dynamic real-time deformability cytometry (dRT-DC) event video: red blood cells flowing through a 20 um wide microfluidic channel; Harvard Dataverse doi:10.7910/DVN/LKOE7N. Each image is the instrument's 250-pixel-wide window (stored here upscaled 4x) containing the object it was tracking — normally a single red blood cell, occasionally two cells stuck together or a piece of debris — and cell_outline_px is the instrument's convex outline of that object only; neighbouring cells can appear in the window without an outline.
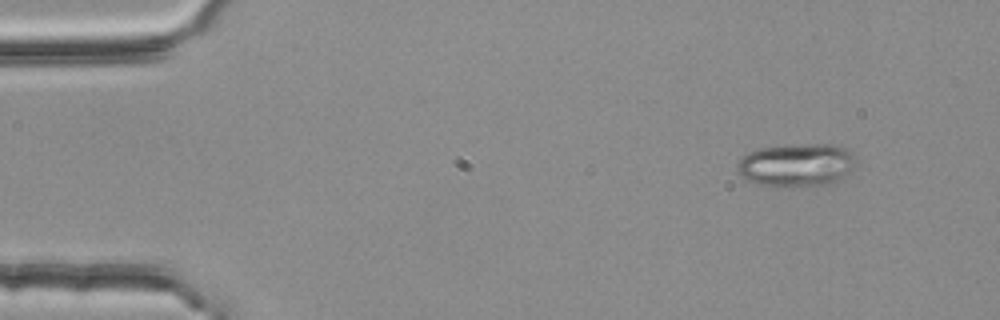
{"species": "common noctule bat (a hibernating species)", "species_latin": "Nyctalus noctula", "temperature_condition": "room temperature", "stored_images_in_passage": 3, "camera_frame_rate_fps": 3000, "um_per_image_px": 0.085, "animal": {"sex": "female", "body_mass_g": 25.1}, "frame": {"image": 1, "passage_image": 1, "time_ms": 0.0, "image_size_px": [1000, 320], "cell_outline_px": [[856, 160], [844, 180], [828, 184], [756, 184], [740, 176], [736, 172], [736, 164], [748, 152], [760, 148], [784, 144], [836, 144], [848, 148], [856, 156]], "centroid_in_image_um": [67.74, 13.97], "position_along_channel_um": 17.3, "area_um2": 29.77}}